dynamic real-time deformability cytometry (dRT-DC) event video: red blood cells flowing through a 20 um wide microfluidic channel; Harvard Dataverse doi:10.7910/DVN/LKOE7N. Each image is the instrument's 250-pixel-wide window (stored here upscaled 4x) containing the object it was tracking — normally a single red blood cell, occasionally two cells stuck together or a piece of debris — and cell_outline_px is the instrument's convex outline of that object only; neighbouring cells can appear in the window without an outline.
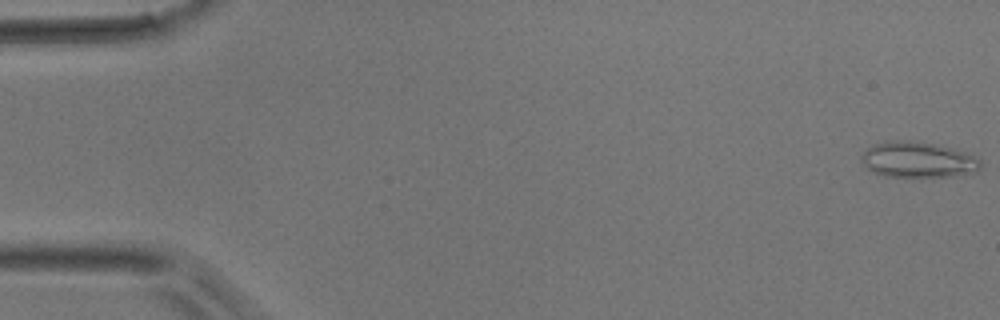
{"species": "common noctule bat (a hibernating species)", "species_latin": "Nyctalus noctula", "temperature_condition": "room temperature", "stored_images_in_passage": 48, "camera_frame_rate_fps": 3000, "um_per_image_px": 0.085, "animal": {"sex": "male", "body_mass_g": 17.9}, "frame": {"image": 1, "passage_image": 1, "time_ms": 0.0, "image_size_px": [1000, 320], "cell_outline_px": [[980, 168], [976, 172], [956, 176], [884, 176], [872, 172], [860, 160], [860, 156], [868, 148], [876, 144], [896, 140], [908, 140], [956, 148], [976, 156], [980, 160]], "centroid_in_image_um": [78.06, 13.58], "position_along_channel_um": 6.9, "area_um2": 24.74}}
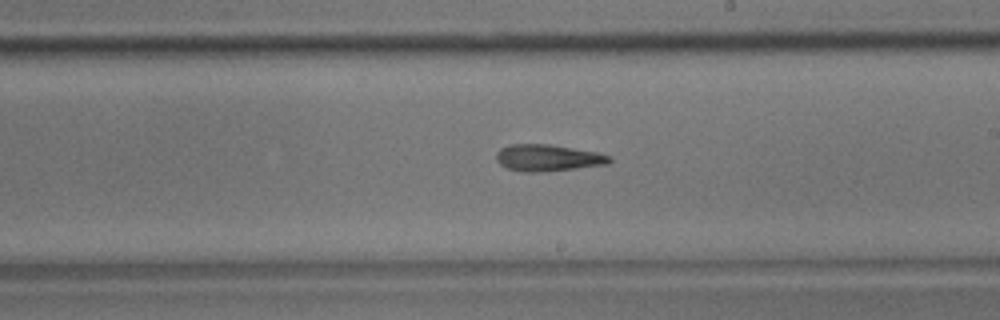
{"frame": {"image": 2, "passage_image": 28, "time_ms": 9.0, "image_size_px": [1000, 320], "cell_outline_px": [[612, 160], [608, 164], [544, 172], [520, 172], [508, 168], [500, 164], [496, 160], [496, 152], [500, 148], [508, 144], [548, 144], [596, 152], [612, 156]], "centroid_in_image_um": [46.54, 13.42], "position_along_channel_um": 242.5, "area_um2": 17.69}}
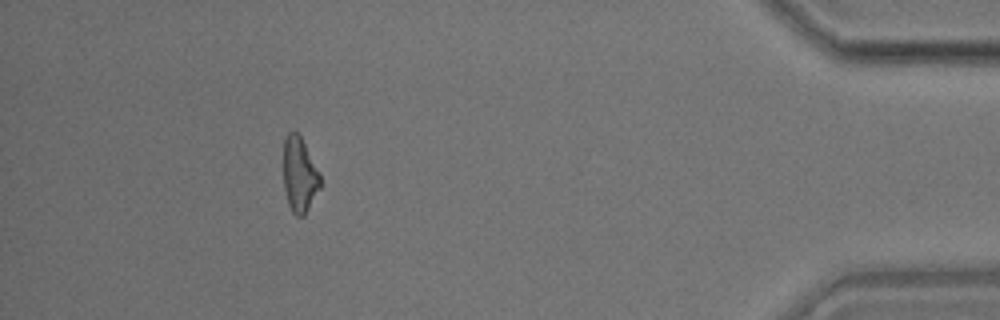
{"frame": {"image": 3, "passage_image": 44, "time_ms": 14.333, "image_size_px": [1000, 320], "cell_outline_px": [[320, 188], [304, 216], [296, 216], [292, 212], [288, 204], [284, 188], [284, 140], [288, 132], [296, 132], [300, 136], [320, 172]], "centroid_in_image_um": [25.46, 14.87], "position_along_channel_um": 409.7, "area_um2": 16.01}}